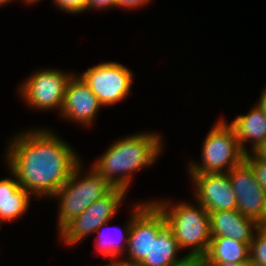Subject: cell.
Here are the masks:
<instances>
[{
	"label": "cell",
	"instance_id": "6da1fadb",
	"mask_svg": "<svg viewBox=\"0 0 266 266\" xmlns=\"http://www.w3.org/2000/svg\"><path fill=\"white\" fill-rule=\"evenodd\" d=\"M34 127L13 133L5 143L2 159L35 201H50L83 159L75 147L52 128Z\"/></svg>",
	"mask_w": 266,
	"mask_h": 266
},
{
	"label": "cell",
	"instance_id": "7a4b0ae2",
	"mask_svg": "<svg viewBox=\"0 0 266 266\" xmlns=\"http://www.w3.org/2000/svg\"><path fill=\"white\" fill-rule=\"evenodd\" d=\"M159 132L145 130L119 136L90 166L113 187L130 193L135 173L154 167L165 152L166 143Z\"/></svg>",
	"mask_w": 266,
	"mask_h": 266
},
{
	"label": "cell",
	"instance_id": "3957f363",
	"mask_svg": "<svg viewBox=\"0 0 266 266\" xmlns=\"http://www.w3.org/2000/svg\"><path fill=\"white\" fill-rule=\"evenodd\" d=\"M157 198L151 201L165 216L167 227L173 232L180 249L185 250L188 257L202 259L212 238L209 212L195 199H190L194 202L187 199L175 202L172 197Z\"/></svg>",
	"mask_w": 266,
	"mask_h": 266
},
{
	"label": "cell",
	"instance_id": "277c9868",
	"mask_svg": "<svg viewBox=\"0 0 266 266\" xmlns=\"http://www.w3.org/2000/svg\"><path fill=\"white\" fill-rule=\"evenodd\" d=\"M82 161L68 181L50 198L58 203L57 233L74 217L83 213L91 204L107 195L114 187ZM85 168V169H84Z\"/></svg>",
	"mask_w": 266,
	"mask_h": 266
},
{
	"label": "cell",
	"instance_id": "5b68a950",
	"mask_svg": "<svg viewBox=\"0 0 266 266\" xmlns=\"http://www.w3.org/2000/svg\"><path fill=\"white\" fill-rule=\"evenodd\" d=\"M204 138L201 158L187 161V174L227 173L244 161L246 153L224 115L215 119Z\"/></svg>",
	"mask_w": 266,
	"mask_h": 266
},
{
	"label": "cell",
	"instance_id": "8992f818",
	"mask_svg": "<svg viewBox=\"0 0 266 266\" xmlns=\"http://www.w3.org/2000/svg\"><path fill=\"white\" fill-rule=\"evenodd\" d=\"M50 67L38 68L33 71V74L31 72L29 76L22 79L15 92L24 102L23 106L32 111L41 113L56 111L58 114L63 105L66 86L75 71Z\"/></svg>",
	"mask_w": 266,
	"mask_h": 266
},
{
	"label": "cell",
	"instance_id": "52a82bcc",
	"mask_svg": "<svg viewBox=\"0 0 266 266\" xmlns=\"http://www.w3.org/2000/svg\"><path fill=\"white\" fill-rule=\"evenodd\" d=\"M127 196V190L114 187L107 195L95 201L83 213L68 222L57 233L58 242L68 248L79 246L88 237L93 236L101 225L115 219Z\"/></svg>",
	"mask_w": 266,
	"mask_h": 266
},
{
	"label": "cell",
	"instance_id": "ba28073f",
	"mask_svg": "<svg viewBox=\"0 0 266 266\" xmlns=\"http://www.w3.org/2000/svg\"><path fill=\"white\" fill-rule=\"evenodd\" d=\"M80 73L77 74L92 90L103 108L117 105L132 94L135 74L130 67L119 61L101 62Z\"/></svg>",
	"mask_w": 266,
	"mask_h": 266
},
{
	"label": "cell",
	"instance_id": "9c48e42d",
	"mask_svg": "<svg viewBox=\"0 0 266 266\" xmlns=\"http://www.w3.org/2000/svg\"><path fill=\"white\" fill-rule=\"evenodd\" d=\"M134 204V205H133ZM132 206V223L123 259L140 264L149 254L152 239L167 226L165 216L149 200H139Z\"/></svg>",
	"mask_w": 266,
	"mask_h": 266
},
{
	"label": "cell",
	"instance_id": "30bf717a",
	"mask_svg": "<svg viewBox=\"0 0 266 266\" xmlns=\"http://www.w3.org/2000/svg\"><path fill=\"white\" fill-rule=\"evenodd\" d=\"M102 108L98 98L75 72L68 81L63 105L57 116L86 130L94 126Z\"/></svg>",
	"mask_w": 266,
	"mask_h": 266
},
{
	"label": "cell",
	"instance_id": "8fae6325",
	"mask_svg": "<svg viewBox=\"0 0 266 266\" xmlns=\"http://www.w3.org/2000/svg\"><path fill=\"white\" fill-rule=\"evenodd\" d=\"M236 196V209L243 216L266 225V193L255 179L252 168L243 161L228 172Z\"/></svg>",
	"mask_w": 266,
	"mask_h": 266
},
{
	"label": "cell",
	"instance_id": "7c38bea8",
	"mask_svg": "<svg viewBox=\"0 0 266 266\" xmlns=\"http://www.w3.org/2000/svg\"><path fill=\"white\" fill-rule=\"evenodd\" d=\"M192 197L209 213L235 210L237 201L227 173L188 174Z\"/></svg>",
	"mask_w": 266,
	"mask_h": 266
},
{
	"label": "cell",
	"instance_id": "4fadbf2b",
	"mask_svg": "<svg viewBox=\"0 0 266 266\" xmlns=\"http://www.w3.org/2000/svg\"><path fill=\"white\" fill-rule=\"evenodd\" d=\"M211 237H225L250 245L257 229L261 226L253 218L243 216L235 210L209 213Z\"/></svg>",
	"mask_w": 266,
	"mask_h": 266
},
{
	"label": "cell",
	"instance_id": "5bb4252c",
	"mask_svg": "<svg viewBox=\"0 0 266 266\" xmlns=\"http://www.w3.org/2000/svg\"><path fill=\"white\" fill-rule=\"evenodd\" d=\"M225 120L233 128L245 153L254 151L266 142V113L258 105H252L245 114H237L230 122L227 118Z\"/></svg>",
	"mask_w": 266,
	"mask_h": 266
},
{
	"label": "cell",
	"instance_id": "9a60e30c",
	"mask_svg": "<svg viewBox=\"0 0 266 266\" xmlns=\"http://www.w3.org/2000/svg\"><path fill=\"white\" fill-rule=\"evenodd\" d=\"M8 176L0 179V228L2 223L17 222L28 212L34 198L24 190L16 176L8 169Z\"/></svg>",
	"mask_w": 266,
	"mask_h": 266
},
{
	"label": "cell",
	"instance_id": "2e32d148",
	"mask_svg": "<svg viewBox=\"0 0 266 266\" xmlns=\"http://www.w3.org/2000/svg\"><path fill=\"white\" fill-rule=\"evenodd\" d=\"M128 219L123 223V227L110 226L106 222L101 225L94 238V249L103 258L122 257L127 249L129 231L132 223V207H129ZM122 228V229H121ZM106 230V231H105ZM112 230V231H111Z\"/></svg>",
	"mask_w": 266,
	"mask_h": 266
},
{
	"label": "cell",
	"instance_id": "e0dca14e",
	"mask_svg": "<svg viewBox=\"0 0 266 266\" xmlns=\"http://www.w3.org/2000/svg\"><path fill=\"white\" fill-rule=\"evenodd\" d=\"M182 253L184 252L180 249L173 232L166 226L155 239H152L150 254L140 266H174L188 258Z\"/></svg>",
	"mask_w": 266,
	"mask_h": 266
},
{
	"label": "cell",
	"instance_id": "ac0fdd59",
	"mask_svg": "<svg viewBox=\"0 0 266 266\" xmlns=\"http://www.w3.org/2000/svg\"><path fill=\"white\" fill-rule=\"evenodd\" d=\"M250 245L232 238L212 237L202 262L239 263L249 260Z\"/></svg>",
	"mask_w": 266,
	"mask_h": 266
},
{
	"label": "cell",
	"instance_id": "d6986e66",
	"mask_svg": "<svg viewBox=\"0 0 266 266\" xmlns=\"http://www.w3.org/2000/svg\"><path fill=\"white\" fill-rule=\"evenodd\" d=\"M249 259L254 266H266V225H261L255 232Z\"/></svg>",
	"mask_w": 266,
	"mask_h": 266
},
{
	"label": "cell",
	"instance_id": "ffe728a7",
	"mask_svg": "<svg viewBox=\"0 0 266 266\" xmlns=\"http://www.w3.org/2000/svg\"><path fill=\"white\" fill-rule=\"evenodd\" d=\"M53 5L60 11L70 15L86 13L88 0H51Z\"/></svg>",
	"mask_w": 266,
	"mask_h": 266
},
{
	"label": "cell",
	"instance_id": "44dd1931",
	"mask_svg": "<svg viewBox=\"0 0 266 266\" xmlns=\"http://www.w3.org/2000/svg\"><path fill=\"white\" fill-rule=\"evenodd\" d=\"M244 161L252 168L255 179L266 193V162L259 160L252 152L245 154Z\"/></svg>",
	"mask_w": 266,
	"mask_h": 266
},
{
	"label": "cell",
	"instance_id": "7402d4cb",
	"mask_svg": "<svg viewBox=\"0 0 266 266\" xmlns=\"http://www.w3.org/2000/svg\"><path fill=\"white\" fill-rule=\"evenodd\" d=\"M151 1L154 0H117L116 2V10H125V11H137L138 9H143L144 7H148L152 4Z\"/></svg>",
	"mask_w": 266,
	"mask_h": 266
},
{
	"label": "cell",
	"instance_id": "603a6c76",
	"mask_svg": "<svg viewBox=\"0 0 266 266\" xmlns=\"http://www.w3.org/2000/svg\"><path fill=\"white\" fill-rule=\"evenodd\" d=\"M116 2L117 0H88L86 12L114 10L116 9Z\"/></svg>",
	"mask_w": 266,
	"mask_h": 266
},
{
	"label": "cell",
	"instance_id": "cb8c5ba5",
	"mask_svg": "<svg viewBox=\"0 0 266 266\" xmlns=\"http://www.w3.org/2000/svg\"><path fill=\"white\" fill-rule=\"evenodd\" d=\"M109 260V262L102 263L100 266H140V264L133 263L131 261L125 260L122 257H111L104 258V260ZM97 266V265H96ZM99 266V265H98Z\"/></svg>",
	"mask_w": 266,
	"mask_h": 266
},
{
	"label": "cell",
	"instance_id": "d4e9b609",
	"mask_svg": "<svg viewBox=\"0 0 266 266\" xmlns=\"http://www.w3.org/2000/svg\"><path fill=\"white\" fill-rule=\"evenodd\" d=\"M203 266H254L249 260L239 263H227V262H202Z\"/></svg>",
	"mask_w": 266,
	"mask_h": 266
},
{
	"label": "cell",
	"instance_id": "484cf974",
	"mask_svg": "<svg viewBox=\"0 0 266 266\" xmlns=\"http://www.w3.org/2000/svg\"><path fill=\"white\" fill-rule=\"evenodd\" d=\"M174 266H203V263L200 258L188 257Z\"/></svg>",
	"mask_w": 266,
	"mask_h": 266
},
{
	"label": "cell",
	"instance_id": "4316f807",
	"mask_svg": "<svg viewBox=\"0 0 266 266\" xmlns=\"http://www.w3.org/2000/svg\"><path fill=\"white\" fill-rule=\"evenodd\" d=\"M252 153L261 161L266 162V142L259 145Z\"/></svg>",
	"mask_w": 266,
	"mask_h": 266
},
{
	"label": "cell",
	"instance_id": "83f0119b",
	"mask_svg": "<svg viewBox=\"0 0 266 266\" xmlns=\"http://www.w3.org/2000/svg\"><path fill=\"white\" fill-rule=\"evenodd\" d=\"M260 92V96L255 104L258 105L266 113V85L261 89Z\"/></svg>",
	"mask_w": 266,
	"mask_h": 266
},
{
	"label": "cell",
	"instance_id": "f1b7e54d",
	"mask_svg": "<svg viewBox=\"0 0 266 266\" xmlns=\"http://www.w3.org/2000/svg\"><path fill=\"white\" fill-rule=\"evenodd\" d=\"M17 1V0H16ZM19 2H22V4L26 6H33L36 5L38 2H41L42 0H18Z\"/></svg>",
	"mask_w": 266,
	"mask_h": 266
},
{
	"label": "cell",
	"instance_id": "f546056e",
	"mask_svg": "<svg viewBox=\"0 0 266 266\" xmlns=\"http://www.w3.org/2000/svg\"><path fill=\"white\" fill-rule=\"evenodd\" d=\"M16 1V0H0V8L3 6H7L9 5L11 2V4H13V2Z\"/></svg>",
	"mask_w": 266,
	"mask_h": 266
}]
</instances>
